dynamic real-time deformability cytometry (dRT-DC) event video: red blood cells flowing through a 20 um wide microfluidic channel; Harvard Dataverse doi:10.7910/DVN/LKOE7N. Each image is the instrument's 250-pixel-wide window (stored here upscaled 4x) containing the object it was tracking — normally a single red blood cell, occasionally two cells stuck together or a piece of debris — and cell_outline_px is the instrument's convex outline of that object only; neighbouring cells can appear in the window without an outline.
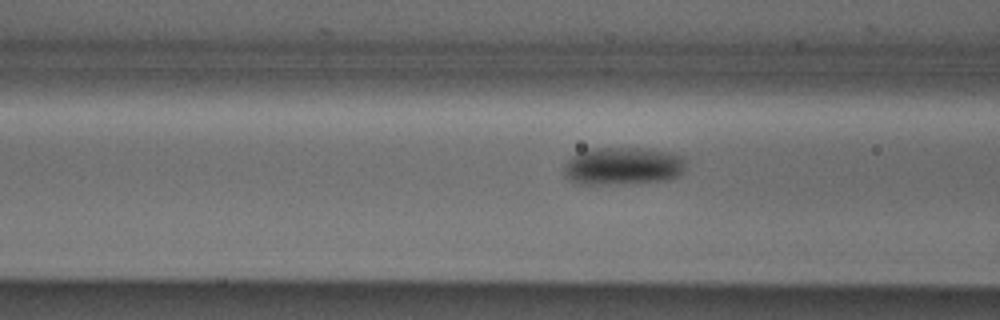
{"species": "Egyptian fruit bat (a non-hibernating species)", "species_latin": "Rousettus aegyptiacus", "temperature_condition": "cold", "stored_images_in_passage": 12, "camera_frame_rate_fps": 3000, "um_per_image_px": 0.085, "animal": {"sex": "male"}, "frame": {"image": 1, "passage_image": 9, "time_ms": 2.667, "image_size_px": [1000, 320], "cell_outline_px": [[688, 160], [680, 176], [668, 180], [596, 184], [576, 184], [564, 176], [564, 164], [572, 156], [588, 148], [648, 148], [672, 152], [684, 156]], "centroid_in_image_um": [52.98, 14.09], "position_along_channel_um": 113.6, "area_um2": 27.11}}